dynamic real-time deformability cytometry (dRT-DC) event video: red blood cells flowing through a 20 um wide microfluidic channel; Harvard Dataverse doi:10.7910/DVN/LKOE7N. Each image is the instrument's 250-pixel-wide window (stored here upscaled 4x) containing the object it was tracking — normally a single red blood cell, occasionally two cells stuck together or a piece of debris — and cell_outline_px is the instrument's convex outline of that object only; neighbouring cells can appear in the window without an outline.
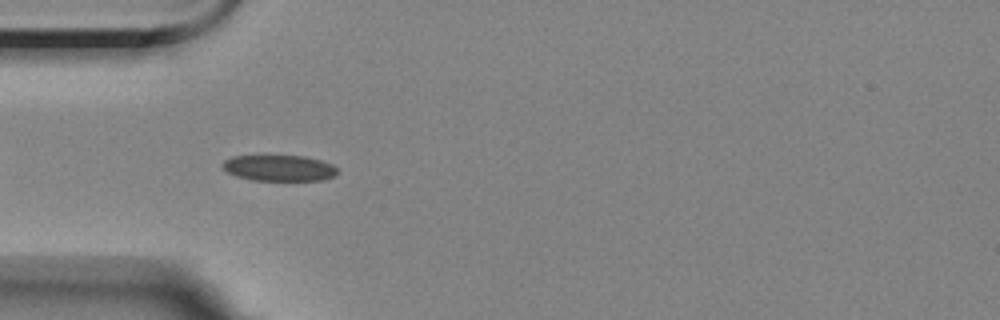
{"species": "Egyptian fruit bat (a non-hibernating species)", "species_latin": "Rousettus aegyptiacus", "temperature_condition": "room temperature", "stored_images_in_passage": 6, "camera_frame_rate_fps": 3000, "um_per_image_px": 0.085, "animal": {"sex": "female"}, "frame": {"image": 1, "passage_image": 5, "time_ms": 4.667, "image_size_px": [1000, 320], "cell_outline_px": [[340, 172], [336, 176], [324, 180], [252, 180], [236, 176], [228, 172], [220, 164], [224, 160], [232, 156], [304, 156], [320, 160], [332, 164]], "centroid_in_image_um": [23.75, 14.28], "position_along_channel_um": 61.2, "area_um2": 17.46}}
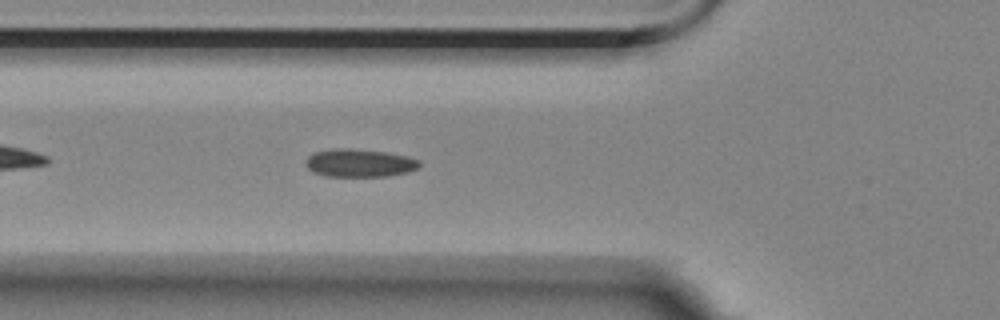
{"frame": {"image": 2, "passage_image": 6, "time_ms": 5.667, "image_size_px": [1000, 320], "cell_outline_px": [[420, 164], [416, 168], [408, 172], [388, 176], [328, 176], [312, 172], [304, 164], [304, 160], [312, 152], [332, 148], [352, 148], [384, 152], [408, 156], [420, 160]], "centroid_in_image_um": [30.5, 13.84], "position_along_channel_um": 95.3, "area_um2": 18.73}}